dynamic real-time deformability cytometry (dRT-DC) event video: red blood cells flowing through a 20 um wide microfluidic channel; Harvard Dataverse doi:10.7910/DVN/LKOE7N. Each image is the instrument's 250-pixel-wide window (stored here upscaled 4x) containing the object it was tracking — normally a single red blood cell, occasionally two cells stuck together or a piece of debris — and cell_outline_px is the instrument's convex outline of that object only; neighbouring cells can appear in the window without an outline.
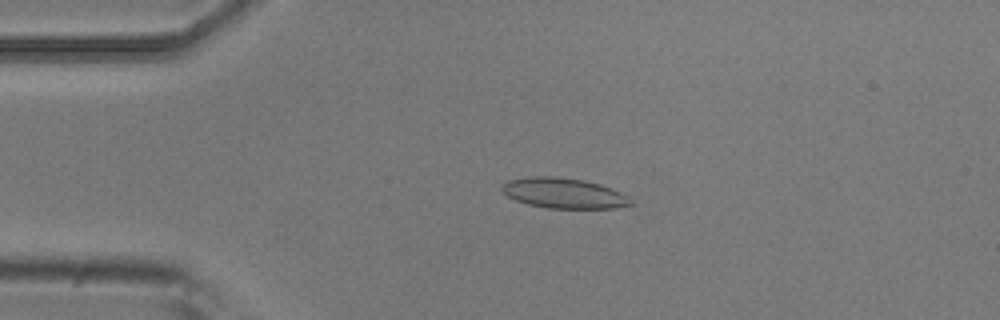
{"species": "common noctule bat (a hibernating species)", "species_latin": "Nyctalus noctula", "temperature_condition": "room temperature", "stored_images_in_passage": 5, "camera_frame_rate_fps": 3000, "um_per_image_px": 0.085, "animal": {"sex": "male", "body_mass_g": 20.5, "forearm_length_mm": 52.5}, "frame": {"image": 1, "passage_image": 4, "time_ms": 1.0, "image_size_px": [1000, 320], "cell_outline_px": [[632, 204], [616, 208], [548, 208], [528, 204], [516, 200], [508, 196], [500, 188], [508, 180], [532, 176], [556, 176], [584, 180], [600, 184], [612, 188], [620, 192], [632, 200]], "centroid_in_image_um": [47.93, 16.41], "position_along_channel_um": 37.1, "area_um2": 22.66}}